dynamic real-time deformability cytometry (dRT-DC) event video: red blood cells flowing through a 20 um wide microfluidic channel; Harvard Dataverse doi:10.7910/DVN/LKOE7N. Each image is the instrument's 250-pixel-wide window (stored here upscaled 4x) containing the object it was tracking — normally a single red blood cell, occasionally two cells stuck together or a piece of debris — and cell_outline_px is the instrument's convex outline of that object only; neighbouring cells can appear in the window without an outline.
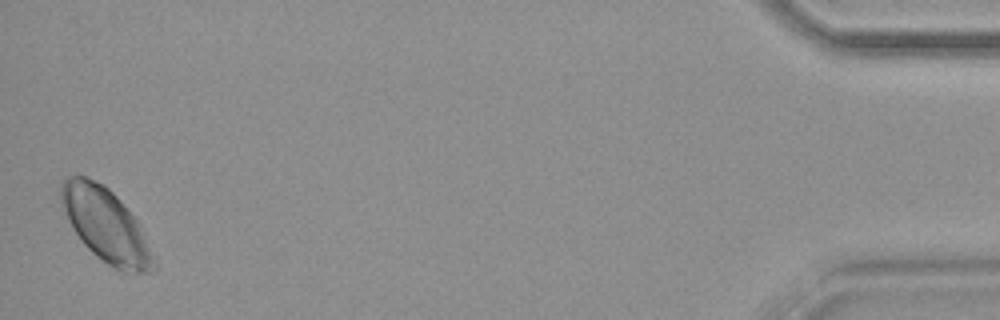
{"species": "common noctule bat (a hibernating species)", "species_latin": "Nyctalus noctula", "temperature_condition": "warm", "stored_images_in_passage": 52, "camera_frame_rate_fps": 3000, "um_per_image_px": 0.085, "animal": {"sex": "female", "body_mass_g": 18.4}, "frame": {"image": 1, "passage_image": 52, "time_ms": 17.0, "image_size_px": [1000, 320], "cell_outline_px": [[156, 268], [152, 272], [120, 272], [112, 268], [96, 256], [84, 244], [68, 220], [60, 204], [60, 180], [68, 176], [88, 176], [104, 184], [116, 196], [136, 220], [156, 260]], "centroid_in_image_um": [8.96, 19.13], "position_along_channel_um": 426.2, "area_um2": 39.59}}